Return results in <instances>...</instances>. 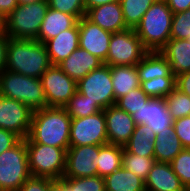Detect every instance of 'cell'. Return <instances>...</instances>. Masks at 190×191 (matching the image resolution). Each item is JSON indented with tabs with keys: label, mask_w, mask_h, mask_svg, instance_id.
<instances>
[{
	"label": "cell",
	"mask_w": 190,
	"mask_h": 191,
	"mask_svg": "<svg viewBox=\"0 0 190 191\" xmlns=\"http://www.w3.org/2000/svg\"><path fill=\"white\" fill-rule=\"evenodd\" d=\"M71 119L64 107H45L33 111L30 132L25 142L67 151L70 146Z\"/></svg>",
	"instance_id": "cell-1"
},
{
	"label": "cell",
	"mask_w": 190,
	"mask_h": 191,
	"mask_svg": "<svg viewBox=\"0 0 190 191\" xmlns=\"http://www.w3.org/2000/svg\"><path fill=\"white\" fill-rule=\"evenodd\" d=\"M51 65L47 49L42 42L8 39L5 70L40 79Z\"/></svg>",
	"instance_id": "cell-2"
},
{
	"label": "cell",
	"mask_w": 190,
	"mask_h": 191,
	"mask_svg": "<svg viewBox=\"0 0 190 191\" xmlns=\"http://www.w3.org/2000/svg\"><path fill=\"white\" fill-rule=\"evenodd\" d=\"M173 12L165 0H156L134 29L147 51H160L170 39Z\"/></svg>",
	"instance_id": "cell-3"
},
{
	"label": "cell",
	"mask_w": 190,
	"mask_h": 191,
	"mask_svg": "<svg viewBox=\"0 0 190 191\" xmlns=\"http://www.w3.org/2000/svg\"><path fill=\"white\" fill-rule=\"evenodd\" d=\"M0 95L25 104L32 112L47 107L41 79L4 70L0 73Z\"/></svg>",
	"instance_id": "cell-4"
},
{
	"label": "cell",
	"mask_w": 190,
	"mask_h": 191,
	"mask_svg": "<svg viewBox=\"0 0 190 191\" xmlns=\"http://www.w3.org/2000/svg\"><path fill=\"white\" fill-rule=\"evenodd\" d=\"M48 7L47 0L18 4L6 17V35L12 39L37 40Z\"/></svg>",
	"instance_id": "cell-5"
},
{
	"label": "cell",
	"mask_w": 190,
	"mask_h": 191,
	"mask_svg": "<svg viewBox=\"0 0 190 191\" xmlns=\"http://www.w3.org/2000/svg\"><path fill=\"white\" fill-rule=\"evenodd\" d=\"M31 176L59 180L65 171L66 151L63 148L26 143Z\"/></svg>",
	"instance_id": "cell-6"
},
{
	"label": "cell",
	"mask_w": 190,
	"mask_h": 191,
	"mask_svg": "<svg viewBox=\"0 0 190 191\" xmlns=\"http://www.w3.org/2000/svg\"><path fill=\"white\" fill-rule=\"evenodd\" d=\"M31 176L25 139L0 154V191H18Z\"/></svg>",
	"instance_id": "cell-7"
},
{
	"label": "cell",
	"mask_w": 190,
	"mask_h": 191,
	"mask_svg": "<svg viewBox=\"0 0 190 191\" xmlns=\"http://www.w3.org/2000/svg\"><path fill=\"white\" fill-rule=\"evenodd\" d=\"M147 52L135 30L128 28L112 33L108 55L103 63L110 67L137 65Z\"/></svg>",
	"instance_id": "cell-8"
},
{
	"label": "cell",
	"mask_w": 190,
	"mask_h": 191,
	"mask_svg": "<svg viewBox=\"0 0 190 191\" xmlns=\"http://www.w3.org/2000/svg\"><path fill=\"white\" fill-rule=\"evenodd\" d=\"M77 91L104 110L116 103L110 66L103 64L77 82Z\"/></svg>",
	"instance_id": "cell-9"
},
{
	"label": "cell",
	"mask_w": 190,
	"mask_h": 191,
	"mask_svg": "<svg viewBox=\"0 0 190 191\" xmlns=\"http://www.w3.org/2000/svg\"><path fill=\"white\" fill-rule=\"evenodd\" d=\"M69 141L70 146L108 144L104 110L83 118H72Z\"/></svg>",
	"instance_id": "cell-10"
},
{
	"label": "cell",
	"mask_w": 190,
	"mask_h": 191,
	"mask_svg": "<svg viewBox=\"0 0 190 191\" xmlns=\"http://www.w3.org/2000/svg\"><path fill=\"white\" fill-rule=\"evenodd\" d=\"M40 79L47 107H64L77 91V83L58 65H51Z\"/></svg>",
	"instance_id": "cell-11"
},
{
	"label": "cell",
	"mask_w": 190,
	"mask_h": 191,
	"mask_svg": "<svg viewBox=\"0 0 190 191\" xmlns=\"http://www.w3.org/2000/svg\"><path fill=\"white\" fill-rule=\"evenodd\" d=\"M98 155V145L69 146L62 178L97 176Z\"/></svg>",
	"instance_id": "cell-12"
},
{
	"label": "cell",
	"mask_w": 190,
	"mask_h": 191,
	"mask_svg": "<svg viewBox=\"0 0 190 191\" xmlns=\"http://www.w3.org/2000/svg\"><path fill=\"white\" fill-rule=\"evenodd\" d=\"M32 111L20 101L0 95V128L11 131L21 139L28 137Z\"/></svg>",
	"instance_id": "cell-13"
},
{
	"label": "cell",
	"mask_w": 190,
	"mask_h": 191,
	"mask_svg": "<svg viewBox=\"0 0 190 191\" xmlns=\"http://www.w3.org/2000/svg\"><path fill=\"white\" fill-rule=\"evenodd\" d=\"M137 124H147L157 135L164 132H175L173 119L168 112L164 98L150 97L143 106L131 115Z\"/></svg>",
	"instance_id": "cell-14"
},
{
	"label": "cell",
	"mask_w": 190,
	"mask_h": 191,
	"mask_svg": "<svg viewBox=\"0 0 190 191\" xmlns=\"http://www.w3.org/2000/svg\"><path fill=\"white\" fill-rule=\"evenodd\" d=\"M79 47L97 56L103 62L106 60L112 33L103 30L91 22L86 16L78 21Z\"/></svg>",
	"instance_id": "cell-15"
},
{
	"label": "cell",
	"mask_w": 190,
	"mask_h": 191,
	"mask_svg": "<svg viewBox=\"0 0 190 191\" xmlns=\"http://www.w3.org/2000/svg\"><path fill=\"white\" fill-rule=\"evenodd\" d=\"M104 114L108 144L124 147L136 127L132 116L116 105L104 109Z\"/></svg>",
	"instance_id": "cell-16"
},
{
	"label": "cell",
	"mask_w": 190,
	"mask_h": 191,
	"mask_svg": "<svg viewBox=\"0 0 190 191\" xmlns=\"http://www.w3.org/2000/svg\"><path fill=\"white\" fill-rule=\"evenodd\" d=\"M91 22L111 33L128 29L123 18L120 1L93 7L85 15Z\"/></svg>",
	"instance_id": "cell-17"
},
{
	"label": "cell",
	"mask_w": 190,
	"mask_h": 191,
	"mask_svg": "<svg viewBox=\"0 0 190 191\" xmlns=\"http://www.w3.org/2000/svg\"><path fill=\"white\" fill-rule=\"evenodd\" d=\"M103 61L87 50L78 47L72 54L58 66L76 83L88 73L103 65Z\"/></svg>",
	"instance_id": "cell-18"
},
{
	"label": "cell",
	"mask_w": 190,
	"mask_h": 191,
	"mask_svg": "<svg viewBox=\"0 0 190 191\" xmlns=\"http://www.w3.org/2000/svg\"><path fill=\"white\" fill-rule=\"evenodd\" d=\"M52 65H59L79 47L78 23L44 43Z\"/></svg>",
	"instance_id": "cell-19"
},
{
	"label": "cell",
	"mask_w": 190,
	"mask_h": 191,
	"mask_svg": "<svg viewBox=\"0 0 190 191\" xmlns=\"http://www.w3.org/2000/svg\"><path fill=\"white\" fill-rule=\"evenodd\" d=\"M146 191H186L170 163L155 162L145 179Z\"/></svg>",
	"instance_id": "cell-20"
},
{
	"label": "cell",
	"mask_w": 190,
	"mask_h": 191,
	"mask_svg": "<svg viewBox=\"0 0 190 191\" xmlns=\"http://www.w3.org/2000/svg\"><path fill=\"white\" fill-rule=\"evenodd\" d=\"M159 52L168 60L170 71L175 77L190 71V42L188 40L170 38Z\"/></svg>",
	"instance_id": "cell-21"
},
{
	"label": "cell",
	"mask_w": 190,
	"mask_h": 191,
	"mask_svg": "<svg viewBox=\"0 0 190 191\" xmlns=\"http://www.w3.org/2000/svg\"><path fill=\"white\" fill-rule=\"evenodd\" d=\"M74 15H69L52 8L47 9L37 36V41L43 44L57 36L61 31L74 27L78 23Z\"/></svg>",
	"instance_id": "cell-22"
},
{
	"label": "cell",
	"mask_w": 190,
	"mask_h": 191,
	"mask_svg": "<svg viewBox=\"0 0 190 191\" xmlns=\"http://www.w3.org/2000/svg\"><path fill=\"white\" fill-rule=\"evenodd\" d=\"M140 81L156 77L174 76L168 60L159 51H148L136 65Z\"/></svg>",
	"instance_id": "cell-23"
},
{
	"label": "cell",
	"mask_w": 190,
	"mask_h": 191,
	"mask_svg": "<svg viewBox=\"0 0 190 191\" xmlns=\"http://www.w3.org/2000/svg\"><path fill=\"white\" fill-rule=\"evenodd\" d=\"M111 79L115 100L140 87L136 65L111 66Z\"/></svg>",
	"instance_id": "cell-24"
},
{
	"label": "cell",
	"mask_w": 190,
	"mask_h": 191,
	"mask_svg": "<svg viewBox=\"0 0 190 191\" xmlns=\"http://www.w3.org/2000/svg\"><path fill=\"white\" fill-rule=\"evenodd\" d=\"M155 132L147 124H137L124 148L132 154L154 157Z\"/></svg>",
	"instance_id": "cell-25"
},
{
	"label": "cell",
	"mask_w": 190,
	"mask_h": 191,
	"mask_svg": "<svg viewBox=\"0 0 190 191\" xmlns=\"http://www.w3.org/2000/svg\"><path fill=\"white\" fill-rule=\"evenodd\" d=\"M106 191H146L145 181L123 166L104 177Z\"/></svg>",
	"instance_id": "cell-26"
},
{
	"label": "cell",
	"mask_w": 190,
	"mask_h": 191,
	"mask_svg": "<svg viewBox=\"0 0 190 191\" xmlns=\"http://www.w3.org/2000/svg\"><path fill=\"white\" fill-rule=\"evenodd\" d=\"M183 146L175 132L158 133L154 140V157L156 162L170 163Z\"/></svg>",
	"instance_id": "cell-27"
},
{
	"label": "cell",
	"mask_w": 190,
	"mask_h": 191,
	"mask_svg": "<svg viewBox=\"0 0 190 191\" xmlns=\"http://www.w3.org/2000/svg\"><path fill=\"white\" fill-rule=\"evenodd\" d=\"M123 148L122 146L113 144L99 146V160L97 164L98 176L104 178L122 167Z\"/></svg>",
	"instance_id": "cell-28"
},
{
	"label": "cell",
	"mask_w": 190,
	"mask_h": 191,
	"mask_svg": "<svg viewBox=\"0 0 190 191\" xmlns=\"http://www.w3.org/2000/svg\"><path fill=\"white\" fill-rule=\"evenodd\" d=\"M155 1L156 0H120L126 26L135 29L143 15Z\"/></svg>",
	"instance_id": "cell-29"
},
{
	"label": "cell",
	"mask_w": 190,
	"mask_h": 191,
	"mask_svg": "<svg viewBox=\"0 0 190 191\" xmlns=\"http://www.w3.org/2000/svg\"><path fill=\"white\" fill-rule=\"evenodd\" d=\"M64 108L71 118H83L103 110L97 102L90 101L78 91H76Z\"/></svg>",
	"instance_id": "cell-30"
},
{
	"label": "cell",
	"mask_w": 190,
	"mask_h": 191,
	"mask_svg": "<svg viewBox=\"0 0 190 191\" xmlns=\"http://www.w3.org/2000/svg\"><path fill=\"white\" fill-rule=\"evenodd\" d=\"M155 162V157L139 156L129 153L125 148H123L122 166L127 171L132 172L144 181Z\"/></svg>",
	"instance_id": "cell-31"
},
{
	"label": "cell",
	"mask_w": 190,
	"mask_h": 191,
	"mask_svg": "<svg viewBox=\"0 0 190 191\" xmlns=\"http://www.w3.org/2000/svg\"><path fill=\"white\" fill-rule=\"evenodd\" d=\"M176 77H156L147 81H140L141 89L152 98H165L175 89Z\"/></svg>",
	"instance_id": "cell-32"
},
{
	"label": "cell",
	"mask_w": 190,
	"mask_h": 191,
	"mask_svg": "<svg viewBox=\"0 0 190 191\" xmlns=\"http://www.w3.org/2000/svg\"><path fill=\"white\" fill-rule=\"evenodd\" d=\"M164 99L173 120L190 116V96L187 94L175 88Z\"/></svg>",
	"instance_id": "cell-33"
},
{
	"label": "cell",
	"mask_w": 190,
	"mask_h": 191,
	"mask_svg": "<svg viewBox=\"0 0 190 191\" xmlns=\"http://www.w3.org/2000/svg\"><path fill=\"white\" fill-rule=\"evenodd\" d=\"M150 97L141 89V87L131 90L126 95L118 98L115 105L132 115L138 111Z\"/></svg>",
	"instance_id": "cell-34"
},
{
	"label": "cell",
	"mask_w": 190,
	"mask_h": 191,
	"mask_svg": "<svg viewBox=\"0 0 190 191\" xmlns=\"http://www.w3.org/2000/svg\"><path fill=\"white\" fill-rule=\"evenodd\" d=\"M73 191H106L104 178L100 176L61 178Z\"/></svg>",
	"instance_id": "cell-35"
},
{
	"label": "cell",
	"mask_w": 190,
	"mask_h": 191,
	"mask_svg": "<svg viewBox=\"0 0 190 191\" xmlns=\"http://www.w3.org/2000/svg\"><path fill=\"white\" fill-rule=\"evenodd\" d=\"M170 164L182 185L186 189L190 187V148H183Z\"/></svg>",
	"instance_id": "cell-36"
},
{
	"label": "cell",
	"mask_w": 190,
	"mask_h": 191,
	"mask_svg": "<svg viewBox=\"0 0 190 191\" xmlns=\"http://www.w3.org/2000/svg\"><path fill=\"white\" fill-rule=\"evenodd\" d=\"M49 8L74 15L78 20L86 15L85 0H47Z\"/></svg>",
	"instance_id": "cell-37"
},
{
	"label": "cell",
	"mask_w": 190,
	"mask_h": 191,
	"mask_svg": "<svg viewBox=\"0 0 190 191\" xmlns=\"http://www.w3.org/2000/svg\"><path fill=\"white\" fill-rule=\"evenodd\" d=\"M190 35V8L173 14L170 38L187 39Z\"/></svg>",
	"instance_id": "cell-38"
},
{
	"label": "cell",
	"mask_w": 190,
	"mask_h": 191,
	"mask_svg": "<svg viewBox=\"0 0 190 191\" xmlns=\"http://www.w3.org/2000/svg\"><path fill=\"white\" fill-rule=\"evenodd\" d=\"M173 126L183 148H190V116L174 120Z\"/></svg>",
	"instance_id": "cell-39"
},
{
	"label": "cell",
	"mask_w": 190,
	"mask_h": 191,
	"mask_svg": "<svg viewBox=\"0 0 190 191\" xmlns=\"http://www.w3.org/2000/svg\"><path fill=\"white\" fill-rule=\"evenodd\" d=\"M53 179L30 176L18 191H49Z\"/></svg>",
	"instance_id": "cell-40"
},
{
	"label": "cell",
	"mask_w": 190,
	"mask_h": 191,
	"mask_svg": "<svg viewBox=\"0 0 190 191\" xmlns=\"http://www.w3.org/2000/svg\"><path fill=\"white\" fill-rule=\"evenodd\" d=\"M20 140L15 133L0 128V154L15 146Z\"/></svg>",
	"instance_id": "cell-41"
},
{
	"label": "cell",
	"mask_w": 190,
	"mask_h": 191,
	"mask_svg": "<svg viewBox=\"0 0 190 191\" xmlns=\"http://www.w3.org/2000/svg\"><path fill=\"white\" fill-rule=\"evenodd\" d=\"M175 88L190 96V71L176 76Z\"/></svg>",
	"instance_id": "cell-42"
},
{
	"label": "cell",
	"mask_w": 190,
	"mask_h": 191,
	"mask_svg": "<svg viewBox=\"0 0 190 191\" xmlns=\"http://www.w3.org/2000/svg\"><path fill=\"white\" fill-rule=\"evenodd\" d=\"M173 14L186 11L190 8V0H165Z\"/></svg>",
	"instance_id": "cell-43"
},
{
	"label": "cell",
	"mask_w": 190,
	"mask_h": 191,
	"mask_svg": "<svg viewBox=\"0 0 190 191\" xmlns=\"http://www.w3.org/2000/svg\"><path fill=\"white\" fill-rule=\"evenodd\" d=\"M8 39L9 37L6 34L0 35V73L5 70L6 66Z\"/></svg>",
	"instance_id": "cell-44"
},
{
	"label": "cell",
	"mask_w": 190,
	"mask_h": 191,
	"mask_svg": "<svg viewBox=\"0 0 190 191\" xmlns=\"http://www.w3.org/2000/svg\"><path fill=\"white\" fill-rule=\"evenodd\" d=\"M18 5V0H0V12L6 17Z\"/></svg>",
	"instance_id": "cell-45"
},
{
	"label": "cell",
	"mask_w": 190,
	"mask_h": 191,
	"mask_svg": "<svg viewBox=\"0 0 190 191\" xmlns=\"http://www.w3.org/2000/svg\"><path fill=\"white\" fill-rule=\"evenodd\" d=\"M49 191H73L62 179L53 180L49 185Z\"/></svg>",
	"instance_id": "cell-46"
},
{
	"label": "cell",
	"mask_w": 190,
	"mask_h": 191,
	"mask_svg": "<svg viewBox=\"0 0 190 191\" xmlns=\"http://www.w3.org/2000/svg\"><path fill=\"white\" fill-rule=\"evenodd\" d=\"M116 1H120V0H85V10L87 12L89 9L93 7H98L103 4L113 3Z\"/></svg>",
	"instance_id": "cell-47"
},
{
	"label": "cell",
	"mask_w": 190,
	"mask_h": 191,
	"mask_svg": "<svg viewBox=\"0 0 190 191\" xmlns=\"http://www.w3.org/2000/svg\"><path fill=\"white\" fill-rule=\"evenodd\" d=\"M6 34V16L0 12V35Z\"/></svg>",
	"instance_id": "cell-48"
},
{
	"label": "cell",
	"mask_w": 190,
	"mask_h": 191,
	"mask_svg": "<svg viewBox=\"0 0 190 191\" xmlns=\"http://www.w3.org/2000/svg\"><path fill=\"white\" fill-rule=\"evenodd\" d=\"M42 0H18V4L25 5L30 3H36Z\"/></svg>",
	"instance_id": "cell-49"
},
{
	"label": "cell",
	"mask_w": 190,
	"mask_h": 191,
	"mask_svg": "<svg viewBox=\"0 0 190 191\" xmlns=\"http://www.w3.org/2000/svg\"><path fill=\"white\" fill-rule=\"evenodd\" d=\"M186 40H188L189 42H190V35L187 37V39Z\"/></svg>",
	"instance_id": "cell-50"
}]
</instances>
